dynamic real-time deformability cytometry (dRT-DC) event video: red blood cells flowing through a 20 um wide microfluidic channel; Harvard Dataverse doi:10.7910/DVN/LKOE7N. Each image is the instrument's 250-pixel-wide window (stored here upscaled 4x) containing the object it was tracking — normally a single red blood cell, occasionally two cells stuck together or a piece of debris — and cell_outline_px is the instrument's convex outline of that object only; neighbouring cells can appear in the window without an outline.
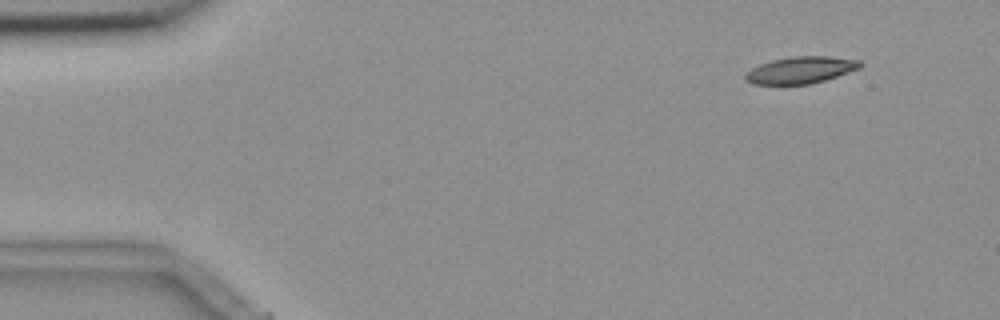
{"species": "common noctule bat (a hibernating species)", "species_latin": "Nyctalus noctula", "temperature_condition": "room temperature", "stored_images_in_passage": 4, "camera_frame_rate_fps": 3000, "um_per_image_px": 0.085, "animal": {"sex": "female", "body_mass_g": 18.4}, "frame": {"image": 1, "passage_image": 1, "time_ms": 0.0, "image_size_px": [1000, 320], "cell_outline_px": [[864, 64], [860, 68], [812, 84], [752, 84], [744, 80], [744, 76], [752, 68], [760, 64], [772, 60], [792, 56], [828, 56], [860, 60]], "centroid_in_image_um": [68.06, 5.95], "position_along_channel_um": 16.9, "area_um2": 17.92}}